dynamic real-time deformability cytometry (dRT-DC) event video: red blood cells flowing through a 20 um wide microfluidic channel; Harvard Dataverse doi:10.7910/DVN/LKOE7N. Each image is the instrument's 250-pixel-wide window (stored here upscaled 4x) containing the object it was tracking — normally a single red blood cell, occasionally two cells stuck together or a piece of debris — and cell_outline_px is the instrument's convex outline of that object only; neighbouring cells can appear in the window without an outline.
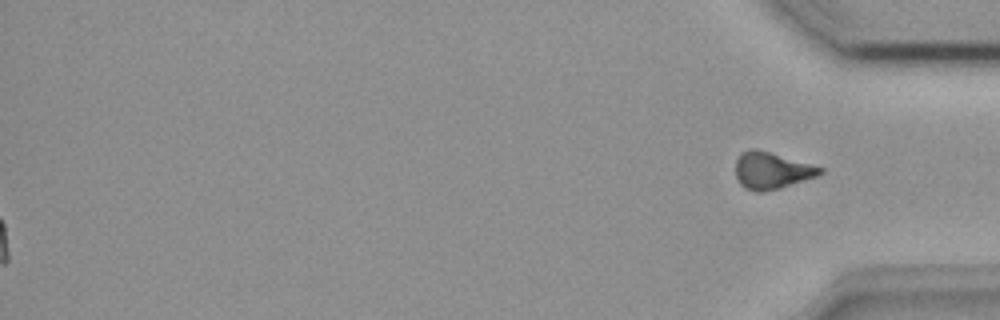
{"species": "common noctule bat (a hibernating species)", "species_latin": "Nyctalus noctula", "temperature_condition": "room temperature", "stored_images_in_passage": 45, "segment_of_instrument_passage": [2, 2], "camera_frame_rate_fps": 3000, "um_per_image_px": 0.085, "animal": {"sex": "female", "body_mass_g": 18.4}, "frame": {"image": 1, "passage_image": 45, "time_ms": 14.667, "image_size_px": [1000, 320], "cell_outline_px": [[824, 172], [816, 176], [780, 188], [764, 192], [756, 192], [744, 188], [740, 184], [736, 176], [736, 160], [740, 152], [748, 148], [756, 148], [824, 168]], "centroid_in_image_um": [65.55, 14.49], "position_along_channel_um": 369.7, "area_um2": 18.15}}